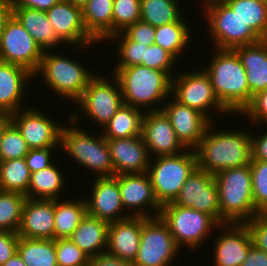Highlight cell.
Returning <instances> with one entry per match:
<instances>
[{
  "instance_id": "cell-1",
  "label": "cell",
  "mask_w": 267,
  "mask_h": 266,
  "mask_svg": "<svg viewBox=\"0 0 267 266\" xmlns=\"http://www.w3.org/2000/svg\"><path fill=\"white\" fill-rule=\"evenodd\" d=\"M214 124L207 127L204 137L194 149L197 168L210 174L246 166L251 162L250 133L247 130L214 131ZM214 128V129H213Z\"/></svg>"
},
{
  "instance_id": "cell-2",
  "label": "cell",
  "mask_w": 267,
  "mask_h": 266,
  "mask_svg": "<svg viewBox=\"0 0 267 266\" xmlns=\"http://www.w3.org/2000/svg\"><path fill=\"white\" fill-rule=\"evenodd\" d=\"M204 71L219 102L231 113L240 114L250 103L246 71L234 50L215 49Z\"/></svg>"
},
{
  "instance_id": "cell-3",
  "label": "cell",
  "mask_w": 267,
  "mask_h": 266,
  "mask_svg": "<svg viewBox=\"0 0 267 266\" xmlns=\"http://www.w3.org/2000/svg\"><path fill=\"white\" fill-rule=\"evenodd\" d=\"M112 75L119 81L124 104L134 108L158 111L162 108L157 107L158 102L171 97L172 77L166 71L133 65L117 69Z\"/></svg>"
},
{
  "instance_id": "cell-4",
  "label": "cell",
  "mask_w": 267,
  "mask_h": 266,
  "mask_svg": "<svg viewBox=\"0 0 267 266\" xmlns=\"http://www.w3.org/2000/svg\"><path fill=\"white\" fill-rule=\"evenodd\" d=\"M214 179L218 187L221 224L246 223L259 213L253 201L250 164L222 170Z\"/></svg>"
},
{
  "instance_id": "cell-5",
  "label": "cell",
  "mask_w": 267,
  "mask_h": 266,
  "mask_svg": "<svg viewBox=\"0 0 267 266\" xmlns=\"http://www.w3.org/2000/svg\"><path fill=\"white\" fill-rule=\"evenodd\" d=\"M78 116L81 117L77 112L70 115L68 123H71V127L63 124L60 147L80 166L95 172L97 174L95 177L114 176V167L107 139L102 133L95 137V134L93 136L81 127L79 129L77 126L78 121H80Z\"/></svg>"
},
{
  "instance_id": "cell-6",
  "label": "cell",
  "mask_w": 267,
  "mask_h": 266,
  "mask_svg": "<svg viewBox=\"0 0 267 266\" xmlns=\"http://www.w3.org/2000/svg\"><path fill=\"white\" fill-rule=\"evenodd\" d=\"M51 51V52H50ZM65 55L53 54L52 50H46L43 53L40 66L34 75L43 76V80L49 89L61 96L76 102L84 90L87 88L89 81L96 75L85 68L81 63L73 61Z\"/></svg>"
},
{
  "instance_id": "cell-7",
  "label": "cell",
  "mask_w": 267,
  "mask_h": 266,
  "mask_svg": "<svg viewBox=\"0 0 267 266\" xmlns=\"http://www.w3.org/2000/svg\"><path fill=\"white\" fill-rule=\"evenodd\" d=\"M153 158L156 159L152 161ZM153 158L150 160L147 173L156 199L163 206L175 200L188 177L197 168V158L195 151L191 149L175 155Z\"/></svg>"
},
{
  "instance_id": "cell-8",
  "label": "cell",
  "mask_w": 267,
  "mask_h": 266,
  "mask_svg": "<svg viewBox=\"0 0 267 266\" xmlns=\"http://www.w3.org/2000/svg\"><path fill=\"white\" fill-rule=\"evenodd\" d=\"M203 4L214 49L233 50L262 40L223 0H203Z\"/></svg>"
},
{
  "instance_id": "cell-9",
  "label": "cell",
  "mask_w": 267,
  "mask_h": 266,
  "mask_svg": "<svg viewBox=\"0 0 267 266\" xmlns=\"http://www.w3.org/2000/svg\"><path fill=\"white\" fill-rule=\"evenodd\" d=\"M159 216L167 224L176 245L181 249L196 250L210 236V230L223 228L212 216L188 207L168 203L161 207ZM219 226V227H218ZM202 243V244H201ZM188 247V248H187Z\"/></svg>"
},
{
  "instance_id": "cell-10",
  "label": "cell",
  "mask_w": 267,
  "mask_h": 266,
  "mask_svg": "<svg viewBox=\"0 0 267 266\" xmlns=\"http://www.w3.org/2000/svg\"><path fill=\"white\" fill-rule=\"evenodd\" d=\"M180 250L160 216L142 217L140 246L133 266H170Z\"/></svg>"
},
{
  "instance_id": "cell-11",
  "label": "cell",
  "mask_w": 267,
  "mask_h": 266,
  "mask_svg": "<svg viewBox=\"0 0 267 266\" xmlns=\"http://www.w3.org/2000/svg\"><path fill=\"white\" fill-rule=\"evenodd\" d=\"M172 77L171 96L180 103L196 109L205 115L211 122L212 110L229 114V111L217 99L208 74L200 69L192 72L179 73ZM212 108V109H211ZM211 109V110H210ZM210 110V111H209ZM208 111V113H207Z\"/></svg>"
},
{
  "instance_id": "cell-12",
  "label": "cell",
  "mask_w": 267,
  "mask_h": 266,
  "mask_svg": "<svg viewBox=\"0 0 267 266\" xmlns=\"http://www.w3.org/2000/svg\"><path fill=\"white\" fill-rule=\"evenodd\" d=\"M113 77V81H111L103 75L96 74L89 81L84 93L75 102L80 105L79 109H82L87 114L86 116L94 122L100 123L102 128L124 104L119 81L114 75Z\"/></svg>"
},
{
  "instance_id": "cell-13",
  "label": "cell",
  "mask_w": 267,
  "mask_h": 266,
  "mask_svg": "<svg viewBox=\"0 0 267 266\" xmlns=\"http://www.w3.org/2000/svg\"><path fill=\"white\" fill-rule=\"evenodd\" d=\"M44 51L12 14L0 41V61L19 65L35 75Z\"/></svg>"
},
{
  "instance_id": "cell-14",
  "label": "cell",
  "mask_w": 267,
  "mask_h": 266,
  "mask_svg": "<svg viewBox=\"0 0 267 266\" xmlns=\"http://www.w3.org/2000/svg\"><path fill=\"white\" fill-rule=\"evenodd\" d=\"M172 203L207 213L221 225L218 187L213 174L196 168Z\"/></svg>"
},
{
  "instance_id": "cell-15",
  "label": "cell",
  "mask_w": 267,
  "mask_h": 266,
  "mask_svg": "<svg viewBox=\"0 0 267 266\" xmlns=\"http://www.w3.org/2000/svg\"><path fill=\"white\" fill-rule=\"evenodd\" d=\"M11 121L30 149L60 147L63 123L54 122L40 110L31 106L20 109L11 114Z\"/></svg>"
},
{
  "instance_id": "cell-16",
  "label": "cell",
  "mask_w": 267,
  "mask_h": 266,
  "mask_svg": "<svg viewBox=\"0 0 267 266\" xmlns=\"http://www.w3.org/2000/svg\"><path fill=\"white\" fill-rule=\"evenodd\" d=\"M118 184L124 211H127L128 215L130 212L131 217L150 218L159 216L162 206L156 199L151 179L147 172L143 174L118 175ZM145 206L148 208L146 209L148 212L144 211ZM151 210L153 214L149 213Z\"/></svg>"
},
{
  "instance_id": "cell-17",
  "label": "cell",
  "mask_w": 267,
  "mask_h": 266,
  "mask_svg": "<svg viewBox=\"0 0 267 266\" xmlns=\"http://www.w3.org/2000/svg\"><path fill=\"white\" fill-rule=\"evenodd\" d=\"M161 110L170 120L178 140L186 149L194 150L212 123L205 115L177 101L173 96ZM167 104V105H166Z\"/></svg>"
},
{
  "instance_id": "cell-18",
  "label": "cell",
  "mask_w": 267,
  "mask_h": 266,
  "mask_svg": "<svg viewBox=\"0 0 267 266\" xmlns=\"http://www.w3.org/2000/svg\"><path fill=\"white\" fill-rule=\"evenodd\" d=\"M93 179L95 180L91 188V199L85 198L87 214L108 223L130 217L126 211H123L118 175Z\"/></svg>"
},
{
  "instance_id": "cell-19",
  "label": "cell",
  "mask_w": 267,
  "mask_h": 266,
  "mask_svg": "<svg viewBox=\"0 0 267 266\" xmlns=\"http://www.w3.org/2000/svg\"><path fill=\"white\" fill-rule=\"evenodd\" d=\"M57 36L71 47L87 49L95 40L87 33L82 19V8L66 0H60L46 11ZM79 45V46H78Z\"/></svg>"
},
{
  "instance_id": "cell-20",
  "label": "cell",
  "mask_w": 267,
  "mask_h": 266,
  "mask_svg": "<svg viewBox=\"0 0 267 266\" xmlns=\"http://www.w3.org/2000/svg\"><path fill=\"white\" fill-rule=\"evenodd\" d=\"M141 136L151 158L175 155L186 150L178 140L169 118L162 110L145 111Z\"/></svg>"
},
{
  "instance_id": "cell-21",
  "label": "cell",
  "mask_w": 267,
  "mask_h": 266,
  "mask_svg": "<svg viewBox=\"0 0 267 266\" xmlns=\"http://www.w3.org/2000/svg\"><path fill=\"white\" fill-rule=\"evenodd\" d=\"M222 233L216 237L213 249V266H240L253 245L246 223H225Z\"/></svg>"
},
{
  "instance_id": "cell-22",
  "label": "cell",
  "mask_w": 267,
  "mask_h": 266,
  "mask_svg": "<svg viewBox=\"0 0 267 266\" xmlns=\"http://www.w3.org/2000/svg\"><path fill=\"white\" fill-rule=\"evenodd\" d=\"M114 175L143 174L148 171L150 154L142 136L107 139Z\"/></svg>"
},
{
  "instance_id": "cell-23",
  "label": "cell",
  "mask_w": 267,
  "mask_h": 266,
  "mask_svg": "<svg viewBox=\"0 0 267 266\" xmlns=\"http://www.w3.org/2000/svg\"><path fill=\"white\" fill-rule=\"evenodd\" d=\"M17 233L29 239H54V200L27 198Z\"/></svg>"
},
{
  "instance_id": "cell-24",
  "label": "cell",
  "mask_w": 267,
  "mask_h": 266,
  "mask_svg": "<svg viewBox=\"0 0 267 266\" xmlns=\"http://www.w3.org/2000/svg\"><path fill=\"white\" fill-rule=\"evenodd\" d=\"M142 217H128L109 223L106 252L133 263L140 246Z\"/></svg>"
},
{
  "instance_id": "cell-25",
  "label": "cell",
  "mask_w": 267,
  "mask_h": 266,
  "mask_svg": "<svg viewBox=\"0 0 267 266\" xmlns=\"http://www.w3.org/2000/svg\"><path fill=\"white\" fill-rule=\"evenodd\" d=\"M32 78L34 74L24 67L0 61V112L12 114L26 107H21L22 99Z\"/></svg>"
},
{
  "instance_id": "cell-26",
  "label": "cell",
  "mask_w": 267,
  "mask_h": 266,
  "mask_svg": "<svg viewBox=\"0 0 267 266\" xmlns=\"http://www.w3.org/2000/svg\"><path fill=\"white\" fill-rule=\"evenodd\" d=\"M246 71V79L252 96L267 89V39L252 45L233 49Z\"/></svg>"
},
{
  "instance_id": "cell-27",
  "label": "cell",
  "mask_w": 267,
  "mask_h": 266,
  "mask_svg": "<svg viewBox=\"0 0 267 266\" xmlns=\"http://www.w3.org/2000/svg\"><path fill=\"white\" fill-rule=\"evenodd\" d=\"M12 14L43 51L55 49L59 44H64L49 22L46 11L32 8H12Z\"/></svg>"
},
{
  "instance_id": "cell-28",
  "label": "cell",
  "mask_w": 267,
  "mask_h": 266,
  "mask_svg": "<svg viewBox=\"0 0 267 266\" xmlns=\"http://www.w3.org/2000/svg\"><path fill=\"white\" fill-rule=\"evenodd\" d=\"M108 227L107 221L86 214L69 239L91 258L106 252Z\"/></svg>"
},
{
  "instance_id": "cell-29",
  "label": "cell",
  "mask_w": 267,
  "mask_h": 266,
  "mask_svg": "<svg viewBox=\"0 0 267 266\" xmlns=\"http://www.w3.org/2000/svg\"><path fill=\"white\" fill-rule=\"evenodd\" d=\"M114 0H89L82 7V19L87 33L98 42H106L112 36V12Z\"/></svg>"
},
{
  "instance_id": "cell-30",
  "label": "cell",
  "mask_w": 267,
  "mask_h": 266,
  "mask_svg": "<svg viewBox=\"0 0 267 266\" xmlns=\"http://www.w3.org/2000/svg\"><path fill=\"white\" fill-rule=\"evenodd\" d=\"M144 114L145 109L140 110L123 104L103 127V132L101 133L106 139L141 136Z\"/></svg>"
},
{
  "instance_id": "cell-31",
  "label": "cell",
  "mask_w": 267,
  "mask_h": 266,
  "mask_svg": "<svg viewBox=\"0 0 267 266\" xmlns=\"http://www.w3.org/2000/svg\"><path fill=\"white\" fill-rule=\"evenodd\" d=\"M86 214L85 198L54 200V239L69 238Z\"/></svg>"
},
{
  "instance_id": "cell-32",
  "label": "cell",
  "mask_w": 267,
  "mask_h": 266,
  "mask_svg": "<svg viewBox=\"0 0 267 266\" xmlns=\"http://www.w3.org/2000/svg\"><path fill=\"white\" fill-rule=\"evenodd\" d=\"M52 163L49 167L31 173L30 183L27 189V198L56 200L59 198V192L64 189L62 172Z\"/></svg>"
},
{
  "instance_id": "cell-33",
  "label": "cell",
  "mask_w": 267,
  "mask_h": 266,
  "mask_svg": "<svg viewBox=\"0 0 267 266\" xmlns=\"http://www.w3.org/2000/svg\"><path fill=\"white\" fill-rule=\"evenodd\" d=\"M17 252L26 266H58L55 239L19 237Z\"/></svg>"
},
{
  "instance_id": "cell-34",
  "label": "cell",
  "mask_w": 267,
  "mask_h": 266,
  "mask_svg": "<svg viewBox=\"0 0 267 266\" xmlns=\"http://www.w3.org/2000/svg\"><path fill=\"white\" fill-rule=\"evenodd\" d=\"M262 40L267 39V0H223Z\"/></svg>"
},
{
  "instance_id": "cell-35",
  "label": "cell",
  "mask_w": 267,
  "mask_h": 266,
  "mask_svg": "<svg viewBox=\"0 0 267 266\" xmlns=\"http://www.w3.org/2000/svg\"><path fill=\"white\" fill-rule=\"evenodd\" d=\"M186 24L182 16L177 22L155 27L154 44L161 46L180 60L178 56H181L180 53L186 49L191 39L190 27Z\"/></svg>"
},
{
  "instance_id": "cell-36",
  "label": "cell",
  "mask_w": 267,
  "mask_h": 266,
  "mask_svg": "<svg viewBox=\"0 0 267 266\" xmlns=\"http://www.w3.org/2000/svg\"><path fill=\"white\" fill-rule=\"evenodd\" d=\"M178 0H140V20L153 27L177 22L182 17Z\"/></svg>"
},
{
  "instance_id": "cell-37",
  "label": "cell",
  "mask_w": 267,
  "mask_h": 266,
  "mask_svg": "<svg viewBox=\"0 0 267 266\" xmlns=\"http://www.w3.org/2000/svg\"><path fill=\"white\" fill-rule=\"evenodd\" d=\"M31 173L25 158L0 161V190L17 192L27 198Z\"/></svg>"
},
{
  "instance_id": "cell-38",
  "label": "cell",
  "mask_w": 267,
  "mask_h": 266,
  "mask_svg": "<svg viewBox=\"0 0 267 266\" xmlns=\"http://www.w3.org/2000/svg\"><path fill=\"white\" fill-rule=\"evenodd\" d=\"M26 196L17 192L0 190V231L16 232L21 223Z\"/></svg>"
},
{
  "instance_id": "cell-39",
  "label": "cell",
  "mask_w": 267,
  "mask_h": 266,
  "mask_svg": "<svg viewBox=\"0 0 267 266\" xmlns=\"http://www.w3.org/2000/svg\"><path fill=\"white\" fill-rule=\"evenodd\" d=\"M118 39L121 41L118 43V49L115 52H117L116 55L119 57V60L117 59L118 62H116L112 74L117 69L140 65L143 62L145 47H147L145 44L131 41L123 32L115 33L107 40L117 42L119 41Z\"/></svg>"
},
{
  "instance_id": "cell-40",
  "label": "cell",
  "mask_w": 267,
  "mask_h": 266,
  "mask_svg": "<svg viewBox=\"0 0 267 266\" xmlns=\"http://www.w3.org/2000/svg\"><path fill=\"white\" fill-rule=\"evenodd\" d=\"M140 20V0H114L112 35Z\"/></svg>"
},
{
  "instance_id": "cell-41",
  "label": "cell",
  "mask_w": 267,
  "mask_h": 266,
  "mask_svg": "<svg viewBox=\"0 0 267 266\" xmlns=\"http://www.w3.org/2000/svg\"><path fill=\"white\" fill-rule=\"evenodd\" d=\"M30 148L18 128L11 123L4 131L0 142V161L25 158Z\"/></svg>"
},
{
  "instance_id": "cell-42",
  "label": "cell",
  "mask_w": 267,
  "mask_h": 266,
  "mask_svg": "<svg viewBox=\"0 0 267 266\" xmlns=\"http://www.w3.org/2000/svg\"><path fill=\"white\" fill-rule=\"evenodd\" d=\"M252 195L255 209L267 211V161L251 160Z\"/></svg>"
},
{
  "instance_id": "cell-43",
  "label": "cell",
  "mask_w": 267,
  "mask_h": 266,
  "mask_svg": "<svg viewBox=\"0 0 267 266\" xmlns=\"http://www.w3.org/2000/svg\"><path fill=\"white\" fill-rule=\"evenodd\" d=\"M58 266H89L90 257L69 238L55 239Z\"/></svg>"
},
{
  "instance_id": "cell-44",
  "label": "cell",
  "mask_w": 267,
  "mask_h": 266,
  "mask_svg": "<svg viewBox=\"0 0 267 266\" xmlns=\"http://www.w3.org/2000/svg\"><path fill=\"white\" fill-rule=\"evenodd\" d=\"M176 60L177 59L171 53L163 49L161 46L152 44L145 47L143 62L140 65L160 71H166L171 77H173L174 74L172 75V67H174L173 65H175V63H177Z\"/></svg>"
},
{
  "instance_id": "cell-45",
  "label": "cell",
  "mask_w": 267,
  "mask_h": 266,
  "mask_svg": "<svg viewBox=\"0 0 267 266\" xmlns=\"http://www.w3.org/2000/svg\"><path fill=\"white\" fill-rule=\"evenodd\" d=\"M239 115H247L248 120L252 123L254 121L255 125H257L256 122H266L267 125V89L252 96L250 103Z\"/></svg>"
},
{
  "instance_id": "cell-46",
  "label": "cell",
  "mask_w": 267,
  "mask_h": 266,
  "mask_svg": "<svg viewBox=\"0 0 267 266\" xmlns=\"http://www.w3.org/2000/svg\"><path fill=\"white\" fill-rule=\"evenodd\" d=\"M250 230L253 244L267 253V214L258 213L246 222Z\"/></svg>"
},
{
  "instance_id": "cell-47",
  "label": "cell",
  "mask_w": 267,
  "mask_h": 266,
  "mask_svg": "<svg viewBox=\"0 0 267 266\" xmlns=\"http://www.w3.org/2000/svg\"><path fill=\"white\" fill-rule=\"evenodd\" d=\"M123 33L133 42L142 43L147 46L154 44L155 27L142 20L136 21L128 26Z\"/></svg>"
},
{
  "instance_id": "cell-48",
  "label": "cell",
  "mask_w": 267,
  "mask_h": 266,
  "mask_svg": "<svg viewBox=\"0 0 267 266\" xmlns=\"http://www.w3.org/2000/svg\"><path fill=\"white\" fill-rule=\"evenodd\" d=\"M53 150L55 148L30 149L29 153L25 156V162L30 173L49 167L54 162L50 158L51 152L54 153Z\"/></svg>"
},
{
  "instance_id": "cell-49",
  "label": "cell",
  "mask_w": 267,
  "mask_h": 266,
  "mask_svg": "<svg viewBox=\"0 0 267 266\" xmlns=\"http://www.w3.org/2000/svg\"><path fill=\"white\" fill-rule=\"evenodd\" d=\"M18 242V233L0 231V266H2L17 252Z\"/></svg>"
},
{
  "instance_id": "cell-50",
  "label": "cell",
  "mask_w": 267,
  "mask_h": 266,
  "mask_svg": "<svg viewBox=\"0 0 267 266\" xmlns=\"http://www.w3.org/2000/svg\"><path fill=\"white\" fill-rule=\"evenodd\" d=\"M250 133L251 160L267 161V130L258 137Z\"/></svg>"
},
{
  "instance_id": "cell-51",
  "label": "cell",
  "mask_w": 267,
  "mask_h": 266,
  "mask_svg": "<svg viewBox=\"0 0 267 266\" xmlns=\"http://www.w3.org/2000/svg\"><path fill=\"white\" fill-rule=\"evenodd\" d=\"M89 266H133L131 262L121 260L108 252L100 253L89 259Z\"/></svg>"
},
{
  "instance_id": "cell-52",
  "label": "cell",
  "mask_w": 267,
  "mask_h": 266,
  "mask_svg": "<svg viewBox=\"0 0 267 266\" xmlns=\"http://www.w3.org/2000/svg\"><path fill=\"white\" fill-rule=\"evenodd\" d=\"M60 0H11L12 8H32L41 11L49 10Z\"/></svg>"
},
{
  "instance_id": "cell-53",
  "label": "cell",
  "mask_w": 267,
  "mask_h": 266,
  "mask_svg": "<svg viewBox=\"0 0 267 266\" xmlns=\"http://www.w3.org/2000/svg\"><path fill=\"white\" fill-rule=\"evenodd\" d=\"M240 266H267V253L253 244L249 248L247 258Z\"/></svg>"
},
{
  "instance_id": "cell-54",
  "label": "cell",
  "mask_w": 267,
  "mask_h": 266,
  "mask_svg": "<svg viewBox=\"0 0 267 266\" xmlns=\"http://www.w3.org/2000/svg\"><path fill=\"white\" fill-rule=\"evenodd\" d=\"M12 15L11 0H0V41L6 22Z\"/></svg>"
},
{
  "instance_id": "cell-55",
  "label": "cell",
  "mask_w": 267,
  "mask_h": 266,
  "mask_svg": "<svg viewBox=\"0 0 267 266\" xmlns=\"http://www.w3.org/2000/svg\"><path fill=\"white\" fill-rule=\"evenodd\" d=\"M12 123L11 114L0 112V142L5 129Z\"/></svg>"
},
{
  "instance_id": "cell-56",
  "label": "cell",
  "mask_w": 267,
  "mask_h": 266,
  "mask_svg": "<svg viewBox=\"0 0 267 266\" xmlns=\"http://www.w3.org/2000/svg\"><path fill=\"white\" fill-rule=\"evenodd\" d=\"M2 266H26L21 256L16 252L10 259H8Z\"/></svg>"
},
{
  "instance_id": "cell-57",
  "label": "cell",
  "mask_w": 267,
  "mask_h": 266,
  "mask_svg": "<svg viewBox=\"0 0 267 266\" xmlns=\"http://www.w3.org/2000/svg\"><path fill=\"white\" fill-rule=\"evenodd\" d=\"M66 1H69L75 6L82 8L89 0H66Z\"/></svg>"
}]
</instances>
